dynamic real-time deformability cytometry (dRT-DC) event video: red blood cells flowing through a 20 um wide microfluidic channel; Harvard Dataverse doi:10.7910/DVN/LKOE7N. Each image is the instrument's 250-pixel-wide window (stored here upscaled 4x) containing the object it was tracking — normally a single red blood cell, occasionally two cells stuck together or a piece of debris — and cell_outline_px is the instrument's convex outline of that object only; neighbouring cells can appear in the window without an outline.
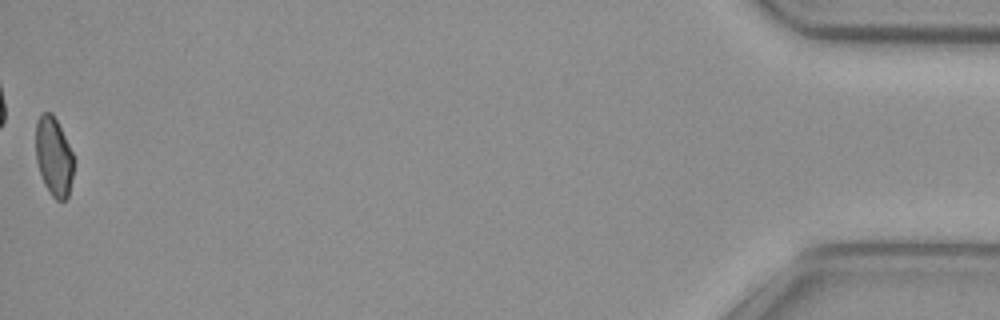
{"species": "common noctule bat (a hibernating species)", "species_latin": "Nyctalus noctula", "temperature_condition": "cold", "stored_images_in_passage": 55, "camera_frame_rate_fps": 3000, "um_per_image_px": 0.085, "animal": {"sex": "female", "body_mass_g": 29.2, "forearm_length_mm": 56.3}, "frame": {"image": 1, "passage_image": 55, "time_ms": 18.0, "image_size_px": [1000, 320], "cell_outline_px": [[72, 176], [68, 196], [64, 200], [56, 200], [52, 196], [44, 184], [36, 160], [36, 120], [44, 112], [52, 112], [72, 152]], "centroid_in_image_um": [4.54, 13.31], "position_along_channel_um": 430.7, "area_um2": 17.05}, "authors_computed_cell_mechanics": {"area_um2": 18.9006, "velocity_mm_per_s": 3.7343, "shape_relaxation_time_tau1_ms": null, "shape_relaxation_time_tau2_ms": 4.1601, "deformation_change_tau1": null, "deformation_change_tau2": 0.0612}}